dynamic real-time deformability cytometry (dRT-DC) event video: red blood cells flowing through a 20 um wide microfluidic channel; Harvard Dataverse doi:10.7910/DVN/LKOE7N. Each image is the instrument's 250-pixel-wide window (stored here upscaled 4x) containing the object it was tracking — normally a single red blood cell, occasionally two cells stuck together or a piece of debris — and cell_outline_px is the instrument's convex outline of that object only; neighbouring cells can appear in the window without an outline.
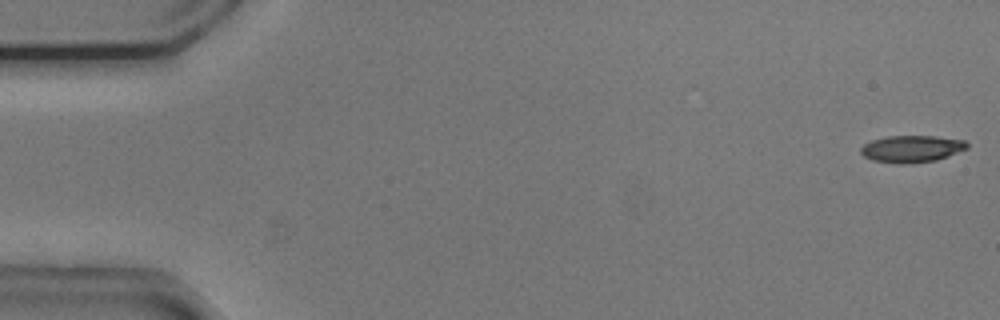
{"species": "common noctule bat (a hibernating species)", "species_latin": "Nyctalus noctula", "temperature_condition": "cold", "stored_images_in_passage": 52, "camera_frame_rate_fps": 3000, "um_per_image_px": 0.085, "animal": {"sex": "male", "body_mass_g": 20.5, "forearm_length_mm": 52.5}, "frame": {"image": 1, "passage_image": 1, "time_ms": 0.0, "image_size_px": [1000, 320], "cell_outline_px": [[968, 148], [948, 156], [936, 160], [904, 164], [900, 164], [872, 160], [864, 156], [860, 152], [860, 148], [864, 144], [872, 140], [888, 136], [936, 136], [964, 140], [968, 144]], "centroid_in_image_um": [77.49, 12.65], "position_along_channel_um": 7.5, "area_um2": 16.65}}
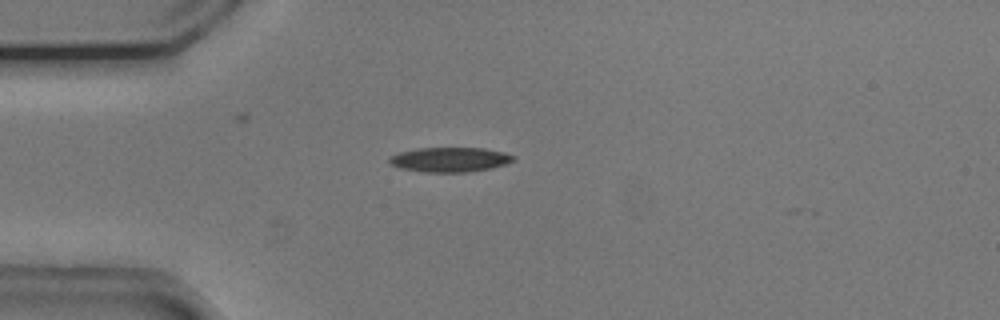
{"frame": {"image": 2, "passage_image": 14, "time_ms": 4.333, "image_size_px": [1000, 320], "cell_outline_px": [[516, 160], [492, 168], [468, 172], [424, 172], [400, 168], [392, 164], [388, 160], [388, 156], [396, 152], [416, 148], [484, 148], [504, 152], [516, 156]], "centroid_in_image_um": [38.22, 13.56], "position_along_channel_um": 46.8, "area_um2": 18.03}}
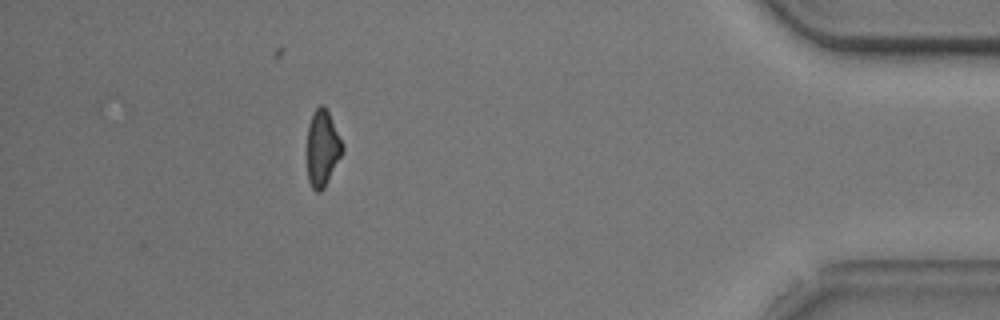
{"frame": {"image": 3, "passage_image": 48, "time_ms": 15.667, "image_size_px": [1000, 320], "cell_outline_px": [[344, 152], [324, 188], [320, 192], [316, 192], [312, 188], [308, 180], [308, 124], [312, 112], [320, 104], [324, 104], [328, 112], [344, 148]], "centroid_in_image_um": [27.41, 12.61], "position_along_channel_um": 407.8, "area_um2": 15.61}, "authors_computed_cell_mechanics": {"area_um2": 17.629, "velocity_mm_per_s": 3.7723, "shape_relaxation_time_tau1_ms": 3.6466, "shape_relaxation_time_tau2_ms": null, "deformation_change_tau1": 0.1238, "deformation_change_tau2": null}}